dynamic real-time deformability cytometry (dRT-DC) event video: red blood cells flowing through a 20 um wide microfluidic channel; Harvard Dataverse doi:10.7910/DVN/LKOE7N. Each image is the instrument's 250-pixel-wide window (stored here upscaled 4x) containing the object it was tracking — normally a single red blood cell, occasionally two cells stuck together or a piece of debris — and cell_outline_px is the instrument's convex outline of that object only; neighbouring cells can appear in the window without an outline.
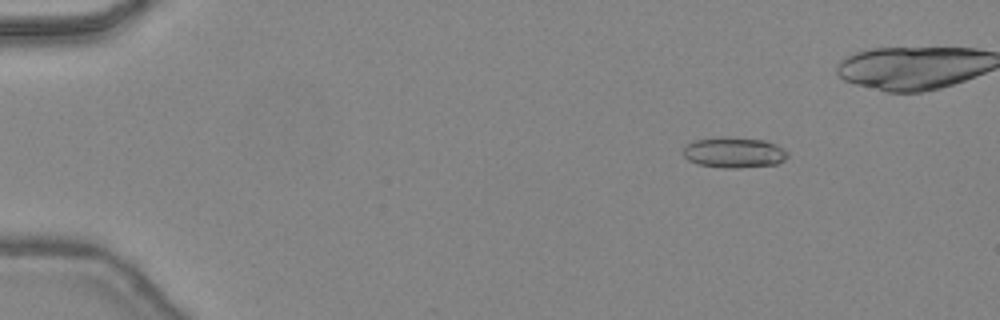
{"species": "common noctule bat (a hibernating species)", "species_latin": "Nyctalus noctula", "temperature_condition": "warm", "stored_images_in_passage": 36, "camera_frame_rate_fps": 3000, "um_per_image_px": 0.085, "animal": {"sex": "female", "body_mass_g": 24.6, "forearm_length_mm": 56.2}, "frame": {"image": 1, "passage_image": 1, "time_ms": 0.0, "image_size_px": [1000, 320], "cell_outline_px": [[788, 156], [784, 160], [776, 164], [740, 168], [724, 168], [700, 164], [688, 160], [684, 156], [684, 148], [688, 144], [696, 140], [764, 140], [776, 144], [784, 148], [788, 152]], "centroid_in_image_um": [62.46, 13.02], "position_along_channel_um": 22.5, "area_um2": 17.63}}
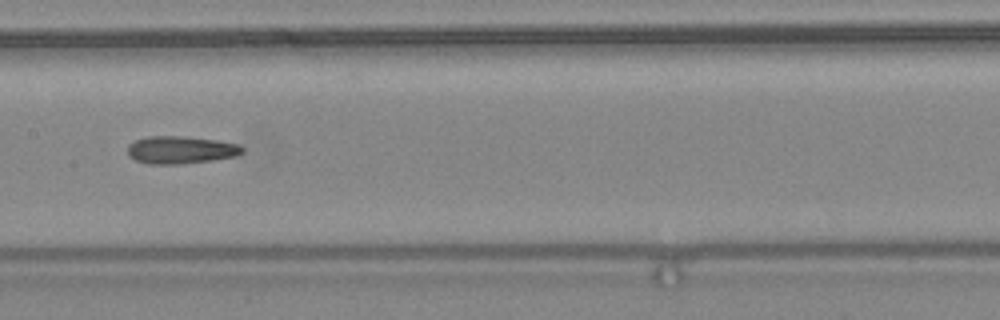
{"frame": {"image": 2, "passage_image": 19, "time_ms": 6.0, "image_size_px": [1000, 320], "cell_outline_px": [[244, 152], [236, 156], [212, 160], [180, 164], [148, 164], [136, 160], [128, 156], [128, 144], [136, 140], [148, 136], [180, 136], [216, 140], [240, 144], [244, 148]], "centroid_in_image_um": [15.37, 12.74], "position_along_channel_um": 192.0, "area_um2": 18.5}}
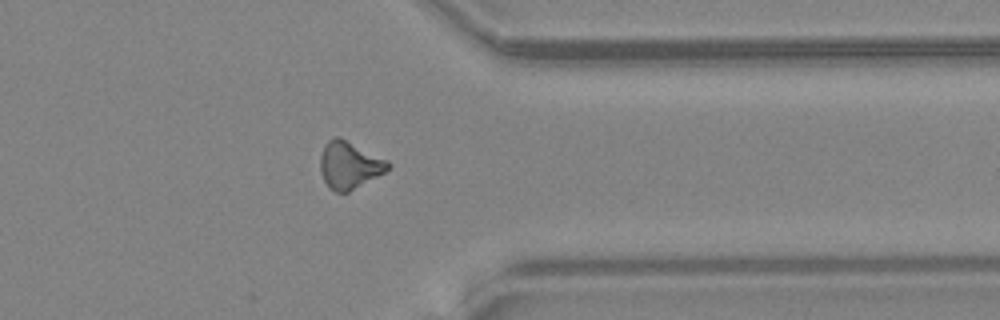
{"frame": {"image": 3, "passage_image": 32, "time_ms": 10.333, "image_size_px": [1000, 320], "cell_outline_px": [[392, 164], [384, 172], [348, 192], [336, 192], [328, 188], [320, 172], [320, 156], [324, 144], [328, 140], [336, 136], [340, 136], [388, 160]], "centroid_in_image_um": [29.67, 14.01], "position_along_channel_um": 381.7, "area_um2": 18.73}}